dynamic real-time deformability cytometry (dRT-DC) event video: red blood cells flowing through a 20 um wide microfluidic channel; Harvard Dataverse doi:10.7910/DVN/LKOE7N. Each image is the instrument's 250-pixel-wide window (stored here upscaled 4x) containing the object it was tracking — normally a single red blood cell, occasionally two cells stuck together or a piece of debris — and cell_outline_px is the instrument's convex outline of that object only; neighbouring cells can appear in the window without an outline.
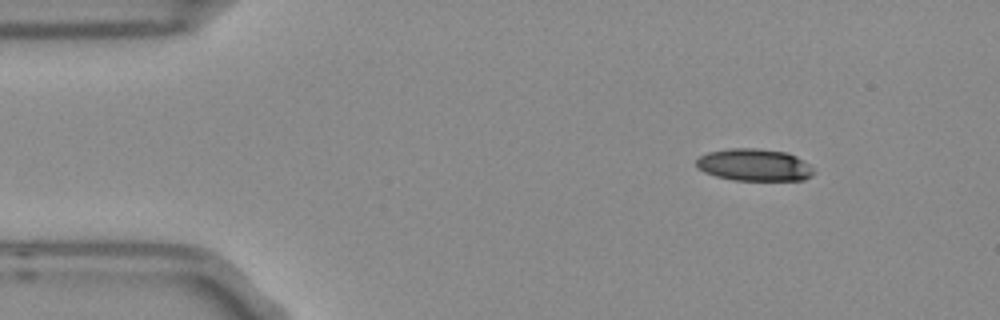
{"species": "Egyptian fruit bat (a non-hibernating species)", "species_latin": "Rousettus aegyptiacus", "temperature_condition": "room temperature", "stored_images_in_passage": 4, "camera_frame_rate_fps": 3000, "um_per_image_px": 0.085, "frame": {"image": 1, "passage_image": 1, "time_ms": 0.0, "image_size_px": [1000, 320], "cell_outline_px": [[816, 172], [812, 176], [804, 180], [732, 180], [716, 176], [704, 172], [696, 164], [696, 160], [700, 156], [708, 152], [732, 148], [756, 148], [788, 152], [796, 156], [808, 164]], "centroid_in_image_um": [64.14, 14.02], "position_along_channel_um": 20.9, "area_um2": 22.02}}
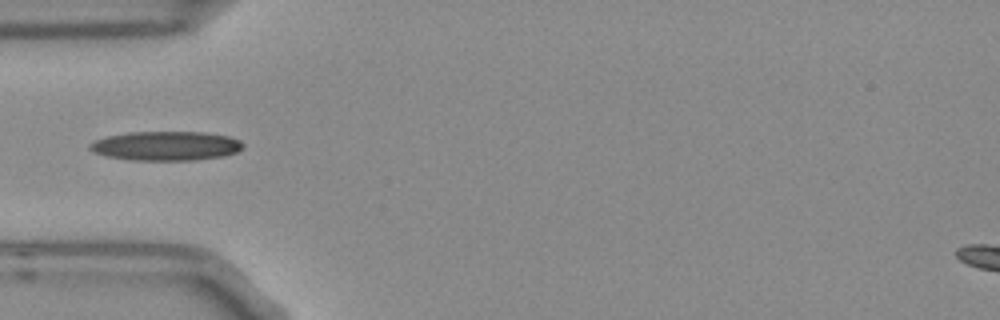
{"frame": {"image": 2, "passage_image": 4, "time_ms": 1.0, "image_size_px": [1000, 320], "cell_outline_px": [[244, 148], [236, 152], [224, 156], [196, 160], [132, 160], [108, 156], [92, 152], [88, 148], [88, 144], [96, 140], [108, 136], [128, 132], [204, 132], [228, 136], [240, 140], [244, 144]], "centroid_in_image_um": [14.12, 12.4], "position_along_channel_um": 70.9, "area_um2": 26.18}}